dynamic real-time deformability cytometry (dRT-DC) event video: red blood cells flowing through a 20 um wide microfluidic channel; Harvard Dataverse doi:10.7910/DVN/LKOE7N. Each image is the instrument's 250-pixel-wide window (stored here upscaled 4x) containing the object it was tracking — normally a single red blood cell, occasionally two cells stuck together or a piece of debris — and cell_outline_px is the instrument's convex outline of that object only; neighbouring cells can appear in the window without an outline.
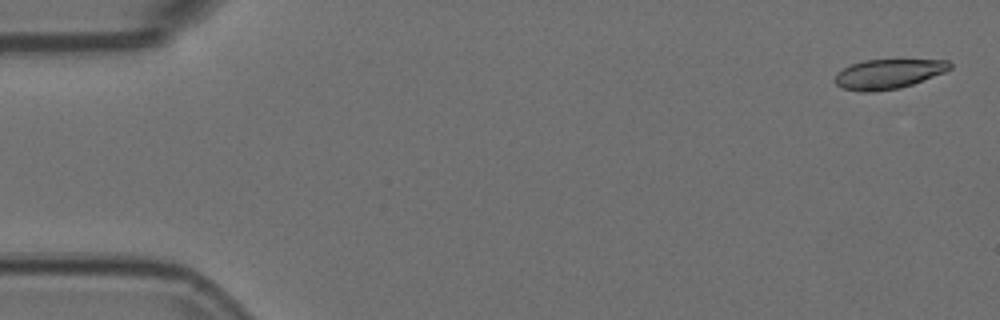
{"species": "Egyptian fruit bat (a non-hibernating species)", "species_latin": "Rousettus aegyptiacus", "temperature_condition": "room temperature", "stored_images_in_passage": 6, "camera_frame_rate_fps": 3000, "um_per_image_px": 0.085, "animal": {"sex": "female"}, "frame": {"image": 1, "passage_image": 1, "time_ms": 0.0, "image_size_px": [1000, 320], "cell_outline_px": [[952, 68], [944, 72], [912, 84], [900, 88], [868, 92], [860, 92], [840, 88], [836, 84], [836, 72], [852, 64], [864, 60], [948, 60], [952, 64]], "centroid_in_image_um": [75.49, 6.29], "position_along_channel_um": 9.5, "area_um2": 19.71}}
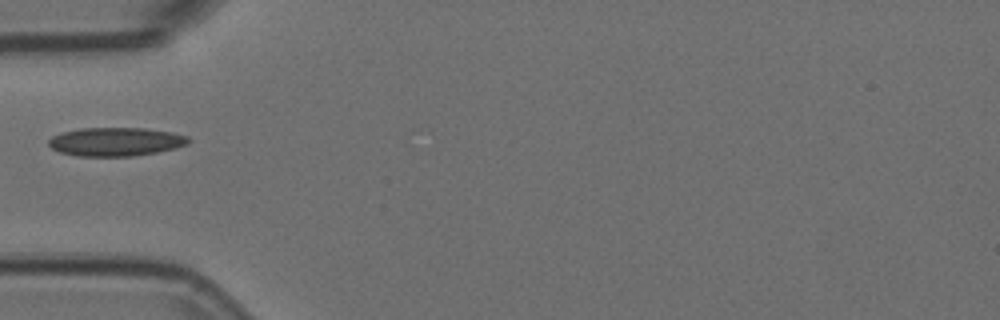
{"frame": {"image": 2, "passage_image": 5, "time_ms": 1.333, "image_size_px": [1000, 320], "cell_outline_px": [[192, 140], [188, 144], [156, 152], [132, 156], [76, 156], [60, 152], [52, 148], [48, 144], [48, 140], [52, 136], [64, 132], [80, 128], [144, 128], [172, 132], [188, 136]], "centroid_in_image_um": [9.84, 12.04], "position_along_channel_um": 75.2, "area_um2": 23.24}}
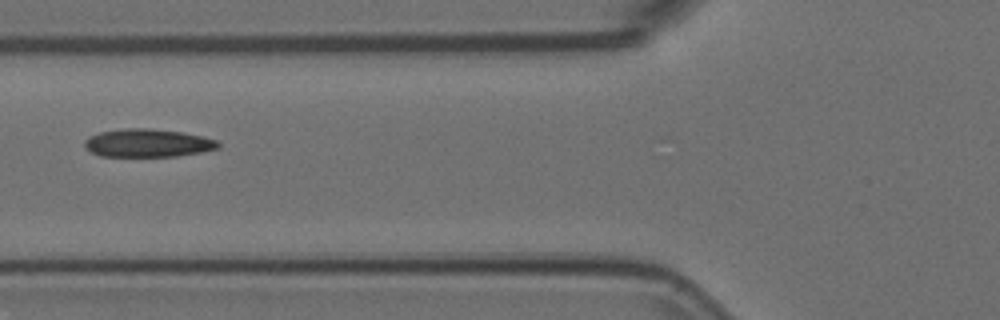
{"frame": {"image": 3, "passage_image": 6, "time_ms": 1.667, "image_size_px": [1000, 320], "cell_outline_px": [[220, 148], [200, 152], [176, 156], [100, 156], [84, 148], [84, 140], [88, 136], [100, 132], [124, 128], [148, 128], [184, 132], [204, 136], [216, 140], [220, 144]], "centroid_in_image_um": [12.55, 12.15], "position_along_channel_um": 113.3, "area_um2": 22.02}}